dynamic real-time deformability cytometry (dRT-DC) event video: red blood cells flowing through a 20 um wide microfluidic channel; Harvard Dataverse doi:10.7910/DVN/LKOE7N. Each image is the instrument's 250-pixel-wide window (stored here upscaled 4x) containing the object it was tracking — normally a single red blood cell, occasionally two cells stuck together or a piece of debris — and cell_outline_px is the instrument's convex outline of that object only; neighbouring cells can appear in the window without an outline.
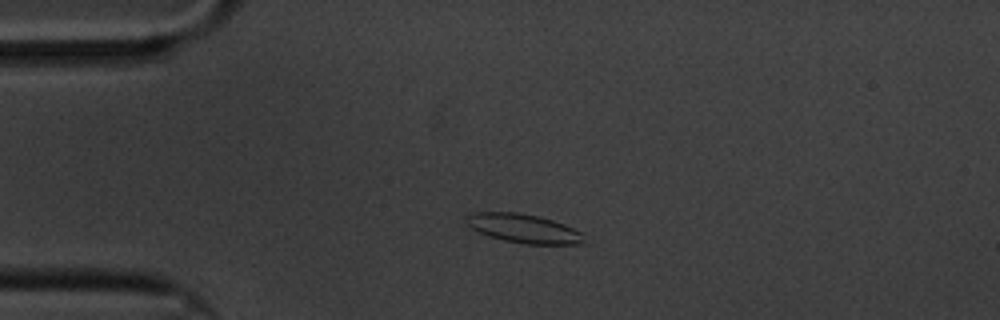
{"species": "common noctule bat (a hibernating species)", "species_latin": "Nyctalus noctula", "temperature_condition": "cold", "stored_images_in_passage": 57, "camera_frame_rate_fps": 3000, "um_per_image_px": 0.085, "animal": {"sex": "male", "body_mass_g": 20.1, "forearm_length_mm": 53.5}, "frame": {"image": 1, "passage_image": 11, "time_ms": 3.333, "image_size_px": [1000, 320], "cell_outline_px": [[584, 240], [580, 244], [524, 244], [504, 240], [488, 236], [472, 228], [468, 224], [468, 216], [472, 212], [516, 212], [540, 216], [564, 224], [580, 232]], "centroid_in_image_um": [44.51, 19.42], "position_along_channel_um": 40.5, "area_um2": 19.54}}
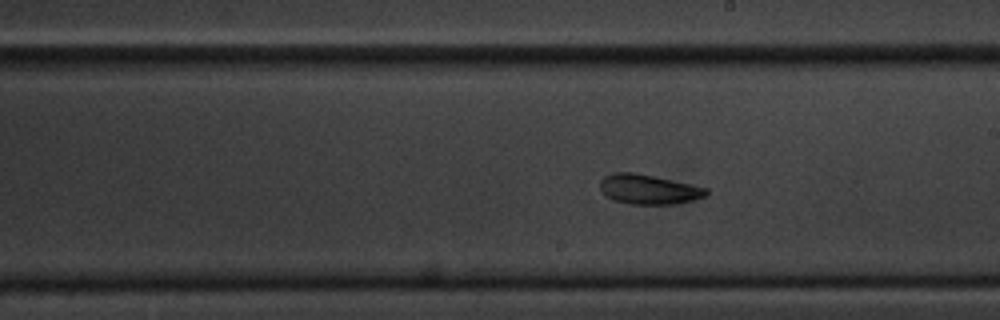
{"frame": {"image": 2, "passage_image": 31, "time_ms": 10.0, "image_size_px": [1000, 320], "cell_outline_px": [[708, 192], [704, 196], [696, 200], [676, 204], [632, 204], [616, 200], [604, 196], [600, 188], [600, 180], [604, 176], [616, 172], [632, 172], [692, 184], [708, 188]], "centroid_in_image_um": [55.14, 16.1], "position_along_channel_um": 233.9, "area_um2": 18.38}}
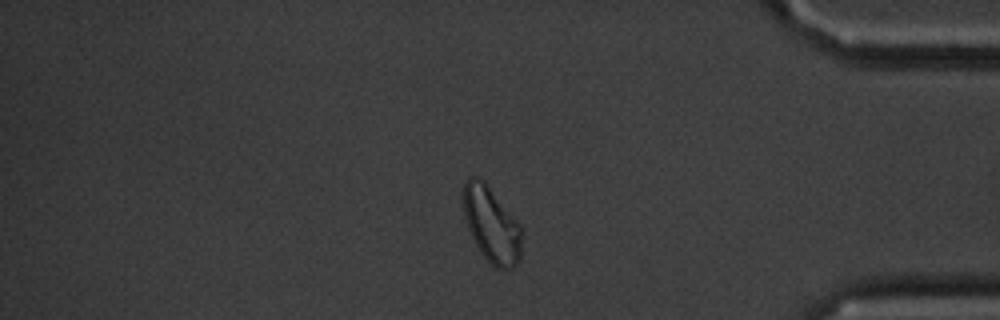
{"frame": {"image": 3, "passage_image": 48, "time_ms": 15.667, "image_size_px": [1000, 320], "cell_outline_px": [[520, 260], [508, 272], [496, 268], [480, 252], [468, 228], [464, 216], [464, 184], [468, 176], [476, 176], [484, 180], [520, 224]], "centroid_in_image_um": [41.77, 19.1], "position_along_channel_um": 393.4, "area_um2": 25.55}, "authors_computed_cell_mechanics": {"area_um2": 19.363, "velocity_mm_per_s": 3.2903, "shape_relaxation_time_tau1_ms": 4.3861, "shape_relaxation_time_tau2_ms": 4.6842, "deformation_change_tau1": 0.0982, "deformation_change_tau2": 0.1116}}